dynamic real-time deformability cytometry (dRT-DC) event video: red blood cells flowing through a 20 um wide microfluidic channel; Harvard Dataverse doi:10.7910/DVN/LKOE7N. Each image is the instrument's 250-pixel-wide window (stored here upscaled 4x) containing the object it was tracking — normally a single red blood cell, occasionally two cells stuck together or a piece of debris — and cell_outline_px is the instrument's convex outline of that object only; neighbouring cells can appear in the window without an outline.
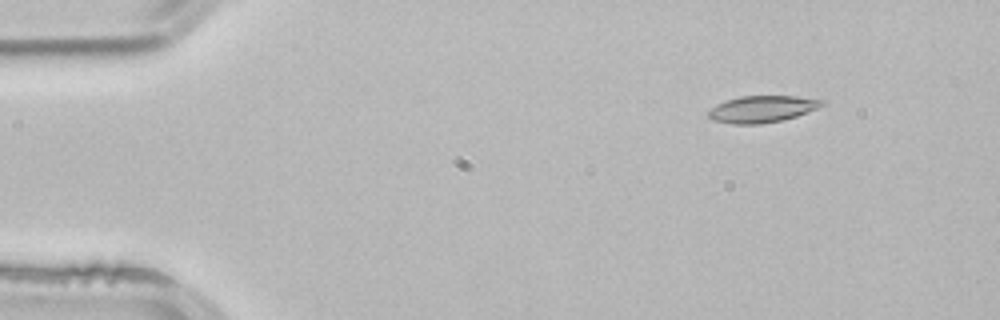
{"species": "common noctule bat (a hibernating species)", "species_latin": "Nyctalus noctula", "temperature_condition": "room temperature", "stored_images_in_passage": 3, "camera_frame_rate_fps": 3000, "um_per_image_px": 0.085, "animal": {"sex": "male", "body_mass_g": 21.5, "forearm_length_mm": 52.0}, "frame": {"image": 1, "passage_image": 1, "time_ms": 0.0, "image_size_px": [1000, 320], "cell_outline_px": [[824, 104], [816, 108], [796, 116], [780, 120], [760, 124], [732, 124], [712, 120], [708, 116], [708, 112], [716, 104], [740, 96], [796, 96], [824, 100]], "centroid_in_image_um": [64.74, 9.27], "position_along_channel_um": 20.3, "area_um2": 17.46}}
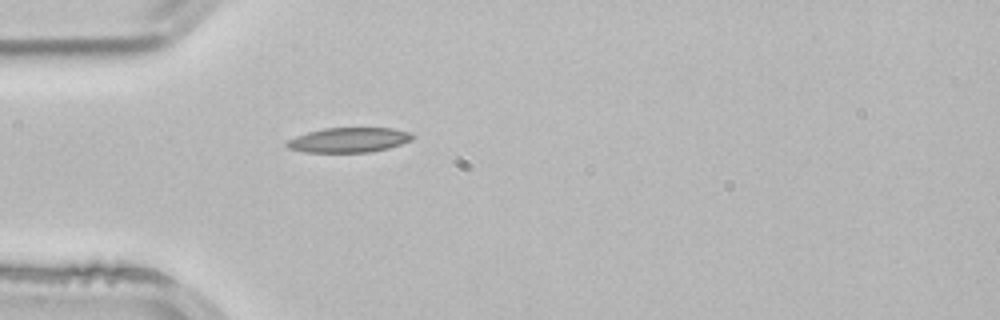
{"frame": {"image": 2, "passage_image": 3, "time_ms": 0.667, "image_size_px": [1000, 320], "cell_outline_px": [[416, 136], [412, 140], [388, 148], [368, 152], [304, 152], [288, 148], [284, 144], [288, 140], [296, 136], [308, 132], [324, 128], [392, 128], [412, 132]], "centroid_in_image_um": [29.67, 11.89], "position_along_channel_um": 55.3, "area_um2": 18.21}}